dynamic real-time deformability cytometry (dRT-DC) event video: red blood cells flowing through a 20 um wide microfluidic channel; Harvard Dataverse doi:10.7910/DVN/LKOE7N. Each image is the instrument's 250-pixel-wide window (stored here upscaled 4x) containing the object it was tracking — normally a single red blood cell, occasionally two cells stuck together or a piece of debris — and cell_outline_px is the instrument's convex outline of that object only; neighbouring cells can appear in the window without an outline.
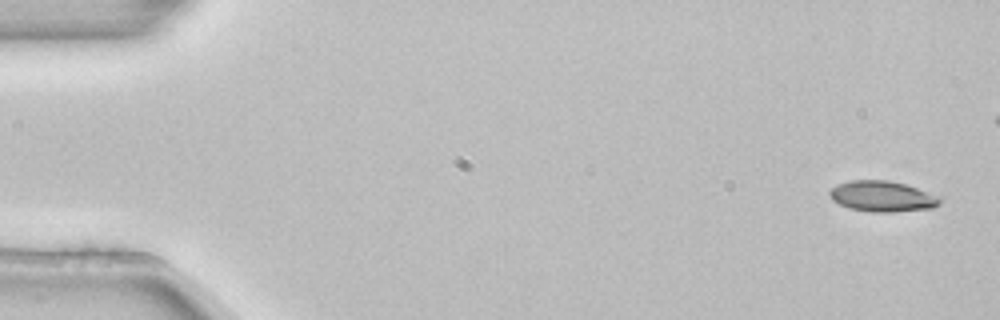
{"species": "common noctule bat (a hibernating species)", "species_latin": "Nyctalus noctula", "temperature_condition": "room temperature", "stored_images_in_passage": 6, "camera_frame_rate_fps": 3000, "um_per_image_px": 0.085, "animal": {"sex": "female", "body_mass_g": 22.7, "forearm_length_mm": 54.2}, "frame": {"image": 1, "passage_image": 1, "time_ms": 0.0, "image_size_px": [1000, 320], "cell_outline_px": [[940, 204], [932, 208], [892, 212], [868, 212], [848, 208], [832, 200], [828, 192], [836, 184], [852, 180], [888, 180], [904, 184], [916, 188], [936, 196], [940, 200]], "centroid_in_image_um": [74.93, 16.69], "position_along_channel_um": 10.1, "area_um2": 19.59}}